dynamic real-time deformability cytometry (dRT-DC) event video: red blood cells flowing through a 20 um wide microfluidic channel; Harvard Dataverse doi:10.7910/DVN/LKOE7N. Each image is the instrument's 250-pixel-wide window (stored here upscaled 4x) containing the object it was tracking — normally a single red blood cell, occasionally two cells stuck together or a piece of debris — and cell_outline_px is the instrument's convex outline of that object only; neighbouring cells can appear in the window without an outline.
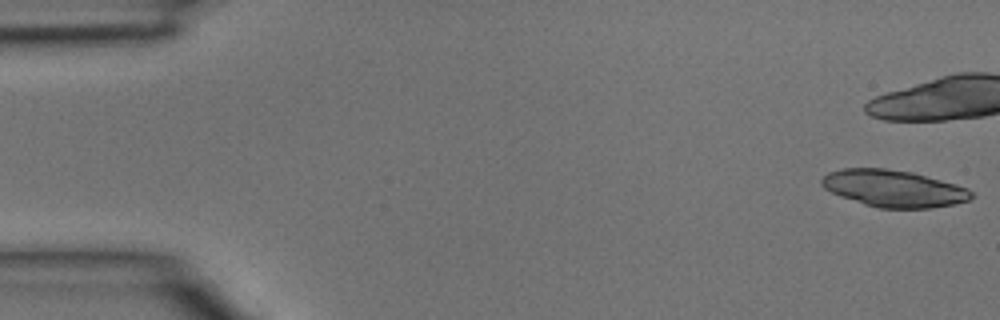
{"species": "common noctule bat (a hibernating species)", "species_latin": "Nyctalus noctula", "temperature_condition": "room temperature", "stored_images_in_passage": 7, "camera_frame_rate_fps": 3000, "um_per_image_px": 0.085, "animal": {"sex": "male", "body_mass_g": 15.6}, "frame": {"image": 1, "passage_image": 1, "time_ms": 0.0, "image_size_px": [1000, 320], "cell_outline_px": [[976, 196], [968, 200], [952, 204], [932, 208], [880, 208], [864, 204], [840, 196], [824, 188], [820, 184], [820, 180], [828, 172], [844, 168], [884, 168], [912, 172], [968, 188]], "centroid_in_image_um": [75.95, 16.02], "position_along_channel_um": 9.1, "area_um2": 32.08}}
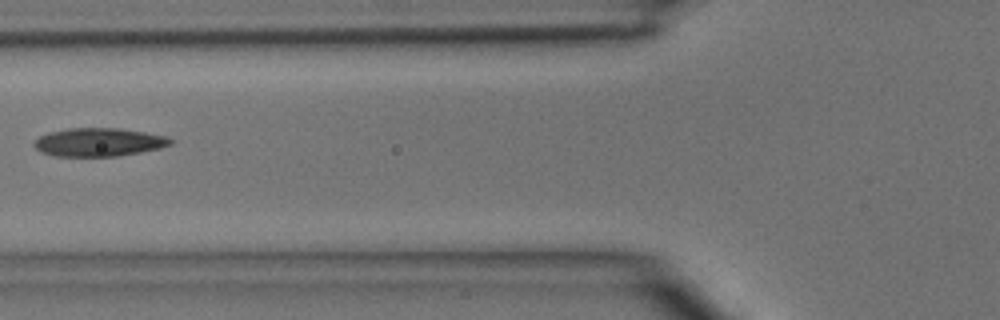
{"frame": {"image": 2, "passage_image": 7, "time_ms": 2.0, "image_size_px": [1000, 320], "cell_outline_px": [[172, 144], [160, 148], [140, 152], [116, 156], [56, 156], [40, 152], [32, 144], [40, 136], [48, 132], [68, 128], [120, 128], [168, 136], [172, 140]], "centroid_in_image_um": [8.39, 12.08], "position_along_channel_um": 117.4, "area_um2": 22.54}}